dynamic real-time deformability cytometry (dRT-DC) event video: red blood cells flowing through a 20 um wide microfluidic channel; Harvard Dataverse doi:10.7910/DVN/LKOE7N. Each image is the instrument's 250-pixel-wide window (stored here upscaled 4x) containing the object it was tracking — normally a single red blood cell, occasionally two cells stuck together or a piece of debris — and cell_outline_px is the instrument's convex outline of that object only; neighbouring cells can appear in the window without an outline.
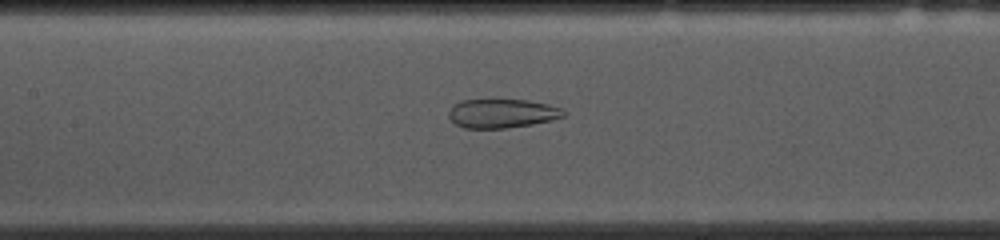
{"species": "common noctule bat (a hibernating species)", "species_latin": "Nyctalus noctula", "temperature_condition": "cold", "stored_images_in_passage": 53, "camera_frame_rate_fps": 3000, "um_per_image_px": 0.085, "animal": {"sex": "female", "body_mass_g": 10.0, "forearm_length_mm": 53.1}, "frame": {"image": 1, "passage_image": 23, "time_ms": 7.333, "image_size_px": [1000, 240], "cell_outline_px": [[564, 116], [552, 120], [532, 124], [504, 128], [464, 128], [456, 124], [448, 116], [448, 112], [452, 104], [460, 100], [524, 100], [548, 104], [560, 108], [564, 112]], "centroid_in_image_um": [42.62, 9.64], "position_along_channel_um": 164.8, "area_um2": 19.25}, "authors_computed_cell_mechanics": {"area_um2": 29.7092, "velocity_mm_per_s": 3.6781, "shape_relaxation_time_tau1_ms": null, "shape_relaxation_time_tau2_ms": 1.4054, "deformation_change_tau1": null, "deformation_change_tau2": 0.0734}}